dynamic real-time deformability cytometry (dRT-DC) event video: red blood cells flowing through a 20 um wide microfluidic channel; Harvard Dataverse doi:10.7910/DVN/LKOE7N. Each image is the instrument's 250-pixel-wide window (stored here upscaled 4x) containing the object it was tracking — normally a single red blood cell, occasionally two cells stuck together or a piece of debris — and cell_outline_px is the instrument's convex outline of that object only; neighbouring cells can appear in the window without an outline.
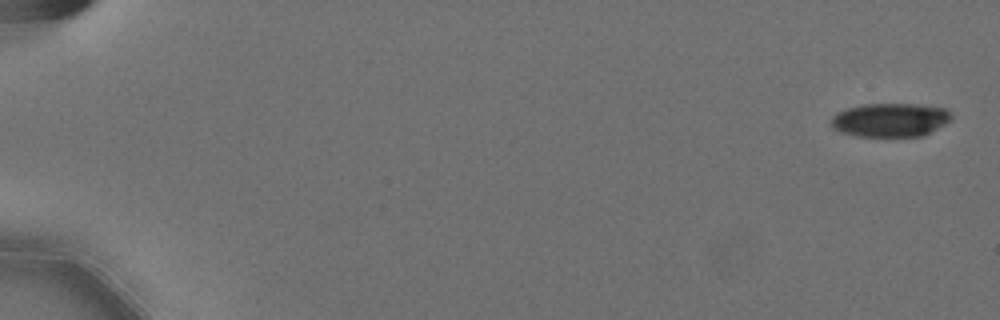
{"species": "Egyptian fruit bat (a non-hibernating species)", "species_latin": "Rousettus aegyptiacus", "temperature_condition": "cold", "stored_images_in_passage": 57, "camera_frame_rate_fps": 3000, "um_per_image_px": 0.085, "animal": {"sex": "female"}, "frame": {"image": 1, "passage_image": 1, "time_ms": 0.0, "image_size_px": [1000, 320], "cell_outline_px": [[952, 116], [944, 124], [924, 136], [856, 136], [840, 132], [832, 128], [832, 116], [836, 112], [848, 108], [864, 104], [920, 104], [944, 108]], "centroid_in_image_um": [75.64, 10.19], "position_along_channel_um": 9.4, "area_um2": 23.52}}
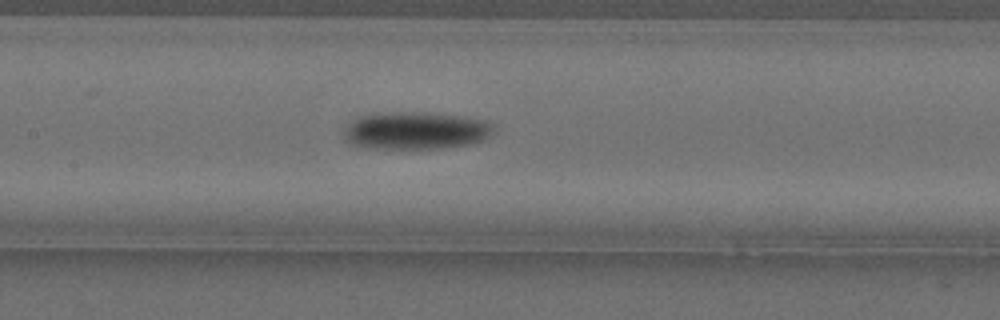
{"frame": {"image": 2, "passage_image": 29, "time_ms": 9.333, "image_size_px": [1000, 320], "cell_outline_px": [[496, 132], [480, 140], [468, 144], [440, 148], [372, 148], [352, 144], [344, 140], [344, 128], [352, 120], [360, 116], [384, 112], [420, 112], [464, 116], [484, 120], [496, 124]], "centroid_in_image_um": [35.35, 11.08], "position_along_channel_um": 172.0, "area_um2": 32.83}}
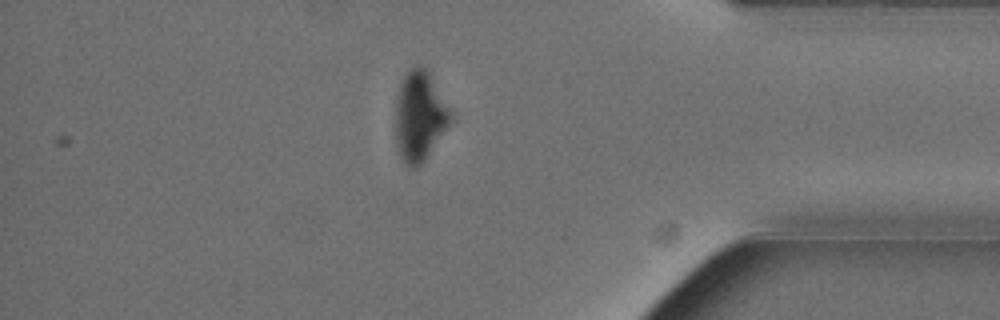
{"frame": {"image": 3, "passage_image": 50, "time_ms": 16.333, "image_size_px": [1000, 320], "cell_outline_px": [[452, 120], [424, 160], [416, 168], [408, 168], [404, 164], [400, 156], [396, 144], [396, 96], [400, 84], [404, 76], [412, 68], [424, 68], [428, 72], [452, 112]], "centroid_in_image_um": [35.65, 9.92], "position_along_channel_um": 399.5, "area_um2": 28.32}, "authors_computed_cell_mechanics": {"area_um2": 29.8248, "velocity_mm_per_s": 3.5812, "shape_relaxation_time_tau1_ms": 6.0742, "shape_relaxation_time_tau2_ms": null, "deformation_change_tau1": 0.1662, "deformation_change_tau2": null}}